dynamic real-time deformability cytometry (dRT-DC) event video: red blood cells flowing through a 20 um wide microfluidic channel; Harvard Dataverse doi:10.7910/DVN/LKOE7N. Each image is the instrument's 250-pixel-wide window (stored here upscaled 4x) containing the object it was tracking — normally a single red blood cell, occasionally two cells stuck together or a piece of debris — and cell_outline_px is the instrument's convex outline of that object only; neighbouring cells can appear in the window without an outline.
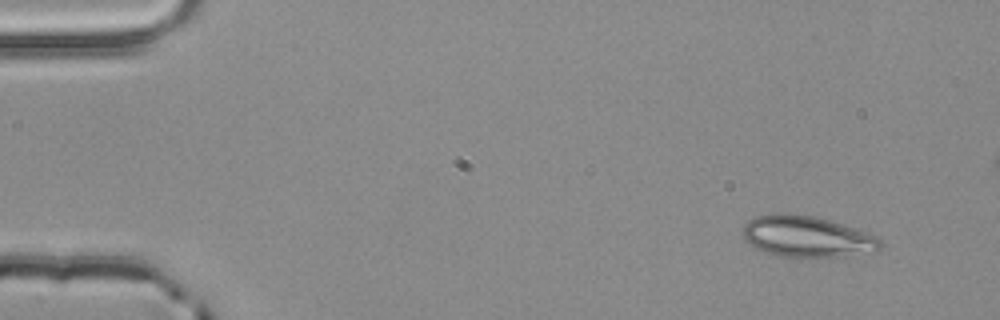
{"species": "common noctule bat (a hibernating species)", "species_latin": "Nyctalus noctula", "temperature_condition": "room temperature", "stored_images_in_passage": 4, "camera_frame_rate_fps": 3000, "um_per_image_px": 0.085, "animal": {"sex": "male", "body_mass_g": 20.4}, "frame": {"image": 1, "passage_image": 1, "time_ms": 0.0, "image_size_px": [1000, 320], "cell_outline_px": [[880, 248], [876, 252], [836, 256], [780, 256], [764, 252], [752, 248], [744, 240], [744, 224], [748, 220], [756, 216], [784, 212], [816, 216], [868, 232], [876, 236], [880, 240]], "centroid_in_image_um": [68.55, 20.09], "position_along_channel_um": 16.5, "area_um2": 33.0}}